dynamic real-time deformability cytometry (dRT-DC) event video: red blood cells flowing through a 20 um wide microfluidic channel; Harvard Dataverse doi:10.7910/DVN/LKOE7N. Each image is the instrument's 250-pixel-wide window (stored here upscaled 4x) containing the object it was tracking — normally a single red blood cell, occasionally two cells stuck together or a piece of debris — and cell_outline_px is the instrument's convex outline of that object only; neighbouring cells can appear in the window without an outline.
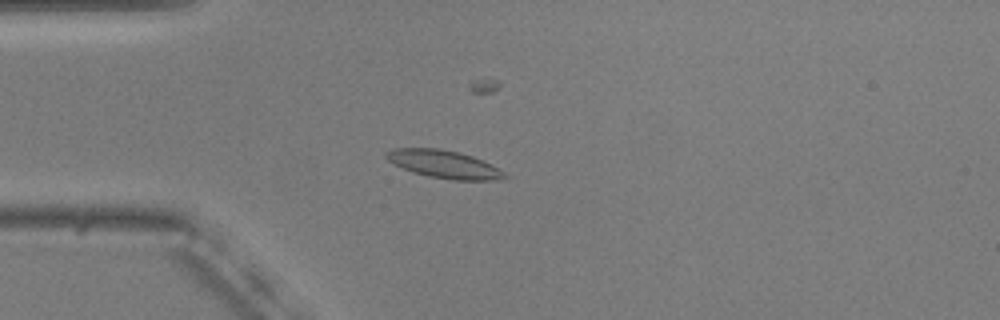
{"species": "common noctule bat (a hibernating species)", "species_latin": "Nyctalus noctula", "temperature_condition": "warm", "stored_images_in_passage": 55, "camera_frame_rate_fps": 3000, "um_per_image_px": 0.085, "animal": {"sex": "male", "body_mass_g": 20.5, "forearm_length_mm": 52.5}, "frame": {"image": 1, "passage_image": 15, "time_ms": 4.667, "image_size_px": [1000, 320], "cell_outline_px": [[508, 176], [496, 180], [452, 180], [428, 176], [412, 172], [388, 160], [384, 156], [384, 152], [392, 148], [440, 148], [460, 152], [484, 160], [492, 164], [504, 172]], "centroid_in_image_um": [37.74, 13.95], "position_along_channel_um": 47.3, "area_um2": 19.31}}
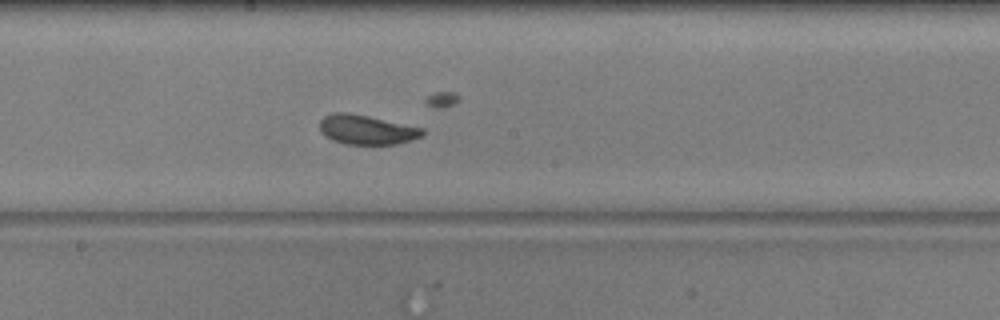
{"frame": {"image": 2, "passage_image": 30, "time_ms": 9.667, "image_size_px": [1000, 320], "cell_outline_px": [[424, 136], [396, 144], [344, 144], [332, 140], [320, 128], [320, 120], [324, 116], [332, 112], [348, 112], [368, 116], [424, 128]], "centroid_in_image_um": [31.18, 11.01], "position_along_channel_um": 217.0, "area_um2": 17.57}}
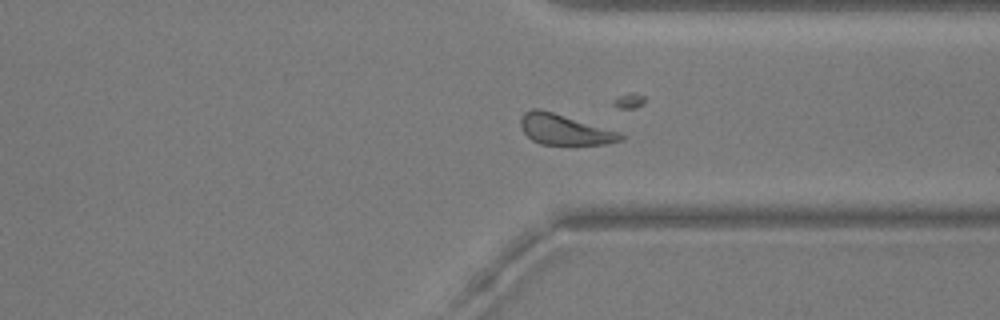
{"frame": {"image": 3, "passage_image": 42, "time_ms": 13.667, "image_size_px": [1000, 320], "cell_outline_px": [[624, 140], [604, 144], [572, 148], [540, 144], [532, 140], [524, 132], [520, 124], [520, 116], [524, 112], [532, 108], [540, 108], [620, 132], [624, 136]], "centroid_in_image_um": [48.0, 11.06], "position_along_channel_um": 363.4, "area_um2": 18.67}, "authors_computed_cell_mechanics": {"area_um2": 18.0914, "velocity_mm_per_s": 3.6658, "shape_relaxation_time_tau1_ms": 2.1454, "shape_relaxation_time_tau2_ms": 1.8866, "deformation_change_tau1": 0.0731, "deformation_change_tau2": 0.0717}}